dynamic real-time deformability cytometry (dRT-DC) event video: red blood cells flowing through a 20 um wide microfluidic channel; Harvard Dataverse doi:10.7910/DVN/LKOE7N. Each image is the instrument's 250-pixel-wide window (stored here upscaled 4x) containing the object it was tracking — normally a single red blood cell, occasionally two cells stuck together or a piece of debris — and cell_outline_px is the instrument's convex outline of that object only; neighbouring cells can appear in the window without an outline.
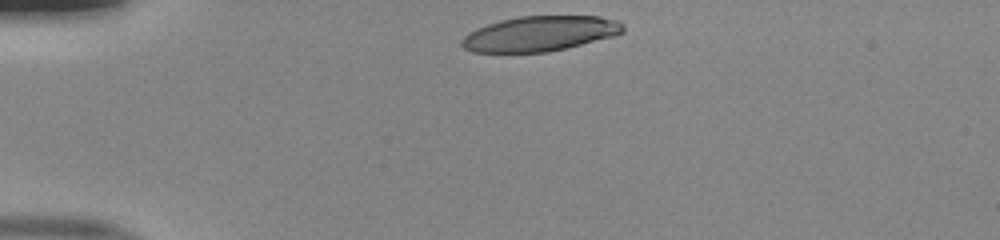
{"species": "human", "species_latin": "Homo sapiens", "temperature_condition": "room temperature", "stored_images_in_passage": 33, "camera_frame_rate_fps": 3000, "um_per_image_px": 0.085, "donor": {"sex": "male"}, "frame": {"image": 1, "passage_image": 1, "time_ms": 0.0, "image_size_px": [1000, 240], "cell_outline_px": [[624, 32], [616, 36], [548, 52], [472, 52], [464, 48], [460, 44], [460, 40], [468, 32], [476, 28], [500, 20], [520, 16], [600, 16], [616, 20], [624, 24]], "centroid_in_image_um": [45.89, 2.86], "position_along_channel_um": 39.1, "area_um2": 33.18}}
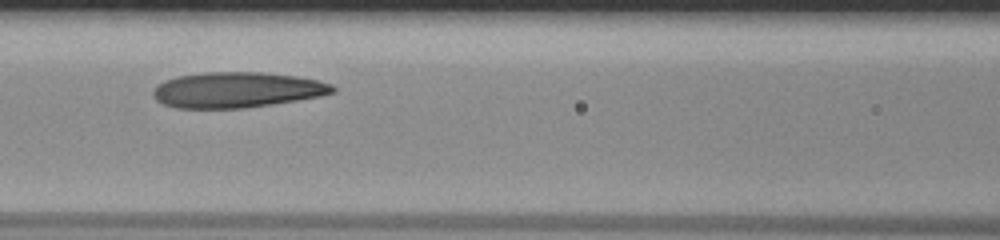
{"frame": {"image": 2, "passage_image": 13, "time_ms": 4.0, "image_size_px": [1000, 240], "cell_outline_px": [[336, 92], [320, 96], [272, 104], [244, 108], [176, 108], [164, 104], [156, 100], [152, 96], [152, 92], [156, 84], [164, 80], [176, 76], [204, 72], [260, 72], [296, 76], [316, 80], [332, 84], [336, 88]], "centroid_in_image_um": [20.1, 7.63], "position_along_channel_um": 146.5, "area_um2": 37.34}}
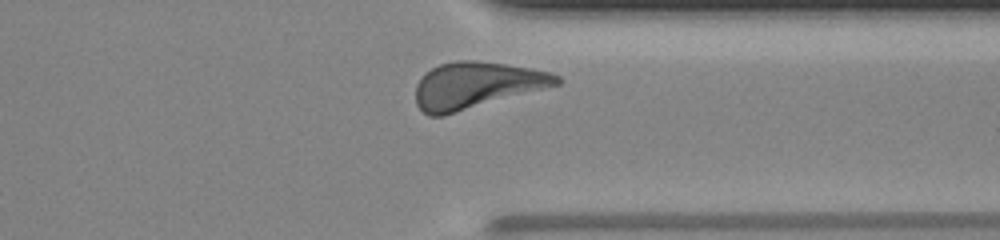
{"frame": {"image": 3, "passage_image": 30, "time_ms": 9.667, "image_size_px": [1000, 240], "cell_outline_px": [[564, 80], [560, 84], [444, 116], [428, 116], [416, 104], [416, 84], [424, 72], [440, 64], [456, 60], [476, 60], [532, 68], [552, 72], [560, 76]], "centroid_in_image_um": [40.5, 7.24], "position_along_channel_um": 370.9, "area_um2": 38.38}, "authors_computed_cell_mechanics": {"area_um2": 37.1076, "velocity_mm_per_s": 3.9661, "shape_relaxation_time_tau1_ms": 3.8761, "shape_relaxation_time_tau2_ms": 2.2762, "deformation_change_tau1": 0.16, "deformation_change_tau2": 0.1077}}